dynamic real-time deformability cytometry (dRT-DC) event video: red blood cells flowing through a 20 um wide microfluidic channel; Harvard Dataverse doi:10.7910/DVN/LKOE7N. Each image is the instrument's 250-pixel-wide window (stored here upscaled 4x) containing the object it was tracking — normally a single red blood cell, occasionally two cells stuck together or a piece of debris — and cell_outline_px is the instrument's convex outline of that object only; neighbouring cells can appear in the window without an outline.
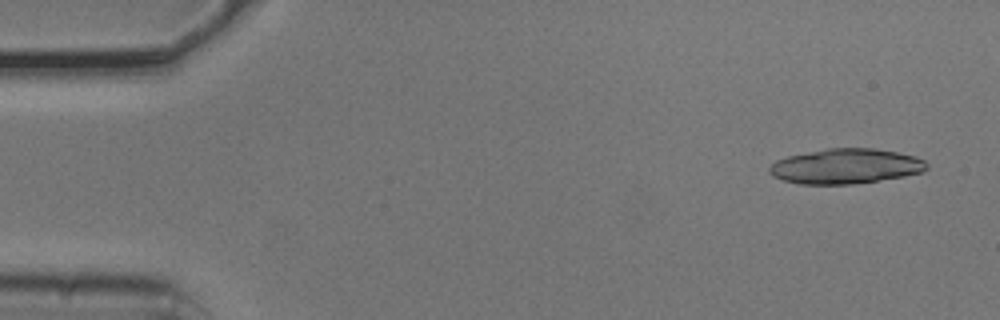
{"species": "common noctule bat (a hibernating species)", "species_latin": "Nyctalus noctula", "temperature_condition": "cold", "stored_images_in_passage": 13, "camera_frame_rate_fps": 3000, "um_per_image_px": 0.085, "animal": {"sex": "male", "body_mass_g": 20.5, "forearm_length_mm": 52.5}, "frame": {"image": 1, "passage_image": 3, "time_ms": 0.667, "image_size_px": [1000, 320], "cell_outline_px": [[928, 168], [924, 172], [904, 176], [852, 184], [800, 184], [784, 180], [772, 176], [768, 172], [768, 168], [776, 160], [788, 156], [828, 148], [872, 148], [896, 152], [916, 156], [924, 160], [928, 164]], "centroid_in_image_um": [71.9, 14.13], "position_along_channel_um": 13.1, "area_um2": 32.08}}